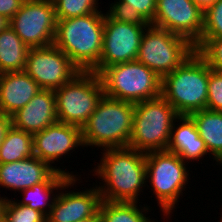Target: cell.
<instances>
[{
	"instance_id": "5",
	"label": "cell",
	"mask_w": 222,
	"mask_h": 222,
	"mask_svg": "<svg viewBox=\"0 0 222 222\" xmlns=\"http://www.w3.org/2000/svg\"><path fill=\"white\" fill-rule=\"evenodd\" d=\"M209 66L195 51L181 66L162 78L161 95L178 115L207 109Z\"/></svg>"
},
{
	"instance_id": "21",
	"label": "cell",
	"mask_w": 222,
	"mask_h": 222,
	"mask_svg": "<svg viewBox=\"0 0 222 222\" xmlns=\"http://www.w3.org/2000/svg\"><path fill=\"white\" fill-rule=\"evenodd\" d=\"M29 49L11 27L0 31V73L24 71Z\"/></svg>"
},
{
	"instance_id": "2",
	"label": "cell",
	"mask_w": 222,
	"mask_h": 222,
	"mask_svg": "<svg viewBox=\"0 0 222 222\" xmlns=\"http://www.w3.org/2000/svg\"><path fill=\"white\" fill-rule=\"evenodd\" d=\"M105 12L56 21L53 44L62 50L80 71H92L100 61Z\"/></svg>"
},
{
	"instance_id": "35",
	"label": "cell",
	"mask_w": 222,
	"mask_h": 222,
	"mask_svg": "<svg viewBox=\"0 0 222 222\" xmlns=\"http://www.w3.org/2000/svg\"><path fill=\"white\" fill-rule=\"evenodd\" d=\"M10 20L0 14V31L5 30L9 27Z\"/></svg>"
},
{
	"instance_id": "12",
	"label": "cell",
	"mask_w": 222,
	"mask_h": 222,
	"mask_svg": "<svg viewBox=\"0 0 222 222\" xmlns=\"http://www.w3.org/2000/svg\"><path fill=\"white\" fill-rule=\"evenodd\" d=\"M24 71L41 89L50 90L62 87L81 72L54 44L30 48Z\"/></svg>"
},
{
	"instance_id": "4",
	"label": "cell",
	"mask_w": 222,
	"mask_h": 222,
	"mask_svg": "<svg viewBox=\"0 0 222 222\" xmlns=\"http://www.w3.org/2000/svg\"><path fill=\"white\" fill-rule=\"evenodd\" d=\"M134 109L135 104L132 102L103 95L95 111L81 128L84 149L128 147Z\"/></svg>"
},
{
	"instance_id": "32",
	"label": "cell",
	"mask_w": 222,
	"mask_h": 222,
	"mask_svg": "<svg viewBox=\"0 0 222 222\" xmlns=\"http://www.w3.org/2000/svg\"><path fill=\"white\" fill-rule=\"evenodd\" d=\"M23 0H0V14L9 20L19 11Z\"/></svg>"
},
{
	"instance_id": "8",
	"label": "cell",
	"mask_w": 222,
	"mask_h": 222,
	"mask_svg": "<svg viewBox=\"0 0 222 222\" xmlns=\"http://www.w3.org/2000/svg\"><path fill=\"white\" fill-rule=\"evenodd\" d=\"M54 92L58 122L80 128L87 122L104 95L100 76L93 71H81Z\"/></svg>"
},
{
	"instance_id": "15",
	"label": "cell",
	"mask_w": 222,
	"mask_h": 222,
	"mask_svg": "<svg viewBox=\"0 0 222 222\" xmlns=\"http://www.w3.org/2000/svg\"><path fill=\"white\" fill-rule=\"evenodd\" d=\"M204 11L192 0H156L152 25L173 32L193 45L202 36Z\"/></svg>"
},
{
	"instance_id": "10",
	"label": "cell",
	"mask_w": 222,
	"mask_h": 222,
	"mask_svg": "<svg viewBox=\"0 0 222 222\" xmlns=\"http://www.w3.org/2000/svg\"><path fill=\"white\" fill-rule=\"evenodd\" d=\"M54 3L24 1L19 11L10 19L11 27L29 48L52 45L56 32Z\"/></svg>"
},
{
	"instance_id": "38",
	"label": "cell",
	"mask_w": 222,
	"mask_h": 222,
	"mask_svg": "<svg viewBox=\"0 0 222 222\" xmlns=\"http://www.w3.org/2000/svg\"><path fill=\"white\" fill-rule=\"evenodd\" d=\"M43 1L54 3L56 0H43Z\"/></svg>"
},
{
	"instance_id": "13",
	"label": "cell",
	"mask_w": 222,
	"mask_h": 222,
	"mask_svg": "<svg viewBox=\"0 0 222 222\" xmlns=\"http://www.w3.org/2000/svg\"><path fill=\"white\" fill-rule=\"evenodd\" d=\"M146 27L114 21L105 13L101 57L92 71L99 74L105 67L135 61Z\"/></svg>"
},
{
	"instance_id": "6",
	"label": "cell",
	"mask_w": 222,
	"mask_h": 222,
	"mask_svg": "<svg viewBox=\"0 0 222 222\" xmlns=\"http://www.w3.org/2000/svg\"><path fill=\"white\" fill-rule=\"evenodd\" d=\"M178 113L161 95L135 103L128 147L143 153L167 150Z\"/></svg>"
},
{
	"instance_id": "27",
	"label": "cell",
	"mask_w": 222,
	"mask_h": 222,
	"mask_svg": "<svg viewBox=\"0 0 222 222\" xmlns=\"http://www.w3.org/2000/svg\"><path fill=\"white\" fill-rule=\"evenodd\" d=\"M217 38H222V0H217L204 11L202 36L195 49L205 39Z\"/></svg>"
},
{
	"instance_id": "30",
	"label": "cell",
	"mask_w": 222,
	"mask_h": 222,
	"mask_svg": "<svg viewBox=\"0 0 222 222\" xmlns=\"http://www.w3.org/2000/svg\"><path fill=\"white\" fill-rule=\"evenodd\" d=\"M207 109L222 111V72L209 67Z\"/></svg>"
},
{
	"instance_id": "1",
	"label": "cell",
	"mask_w": 222,
	"mask_h": 222,
	"mask_svg": "<svg viewBox=\"0 0 222 222\" xmlns=\"http://www.w3.org/2000/svg\"><path fill=\"white\" fill-rule=\"evenodd\" d=\"M101 151L99 163L90 171L98 178L93 184L99 189L101 200L140 202L138 198L147 194L143 192L147 185L146 153L129 147Z\"/></svg>"
},
{
	"instance_id": "25",
	"label": "cell",
	"mask_w": 222,
	"mask_h": 222,
	"mask_svg": "<svg viewBox=\"0 0 222 222\" xmlns=\"http://www.w3.org/2000/svg\"><path fill=\"white\" fill-rule=\"evenodd\" d=\"M98 1L99 0H56L54 2L56 20L80 17L101 11L102 7L99 8L100 5Z\"/></svg>"
},
{
	"instance_id": "7",
	"label": "cell",
	"mask_w": 222,
	"mask_h": 222,
	"mask_svg": "<svg viewBox=\"0 0 222 222\" xmlns=\"http://www.w3.org/2000/svg\"><path fill=\"white\" fill-rule=\"evenodd\" d=\"M99 76L111 98L135 104L161 96L162 79L137 60L105 67Z\"/></svg>"
},
{
	"instance_id": "22",
	"label": "cell",
	"mask_w": 222,
	"mask_h": 222,
	"mask_svg": "<svg viewBox=\"0 0 222 222\" xmlns=\"http://www.w3.org/2000/svg\"><path fill=\"white\" fill-rule=\"evenodd\" d=\"M140 203L143 204L142 201H101L99 206L101 222H153L154 219L150 218L149 212L154 210L147 203L143 205Z\"/></svg>"
},
{
	"instance_id": "11",
	"label": "cell",
	"mask_w": 222,
	"mask_h": 222,
	"mask_svg": "<svg viewBox=\"0 0 222 222\" xmlns=\"http://www.w3.org/2000/svg\"><path fill=\"white\" fill-rule=\"evenodd\" d=\"M81 148H84L82 132L81 128L76 125L56 122L44 130L33 134L34 155L48 163L56 171L70 177H81L82 175H79L78 172H69L66 166L62 168L63 165L60 168L56 166L58 165L56 162L60 163V160L64 157L60 165L65 163L64 159H66V156L71 157L72 153V157H74L73 152Z\"/></svg>"
},
{
	"instance_id": "39",
	"label": "cell",
	"mask_w": 222,
	"mask_h": 222,
	"mask_svg": "<svg viewBox=\"0 0 222 222\" xmlns=\"http://www.w3.org/2000/svg\"><path fill=\"white\" fill-rule=\"evenodd\" d=\"M221 217L220 219L218 220V222H222V212L220 213Z\"/></svg>"
},
{
	"instance_id": "33",
	"label": "cell",
	"mask_w": 222,
	"mask_h": 222,
	"mask_svg": "<svg viewBox=\"0 0 222 222\" xmlns=\"http://www.w3.org/2000/svg\"><path fill=\"white\" fill-rule=\"evenodd\" d=\"M12 126V117L6 114L0 113V145L5 139L7 131Z\"/></svg>"
},
{
	"instance_id": "9",
	"label": "cell",
	"mask_w": 222,
	"mask_h": 222,
	"mask_svg": "<svg viewBox=\"0 0 222 222\" xmlns=\"http://www.w3.org/2000/svg\"><path fill=\"white\" fill-rule=\"evenodd\" d=\"M196 51L188 39L149 24L144 30L137 61L161 79L181 66Z\"/></svg>"
},
{
	"instance_id": "37",
	"label": "cell",
	"mask_w": 222,
	"mask_h": 222,
	"mask_svg": "<svg viewBox=\"0 0 222 222\" xmlns=\"http://www.w3.org/2000/svg\"><path fill=\"white\" fill-rule=\"evenodd\" d=\"M78 222H101V216L98 212L95 216L89 217V218L84 219V220H80Z\"/></svg>"
},
{
	"instance_id": "28",
	"label": "cell",
	"mask_w": 222,
	"mask_h": 222,
	"mask_svg": "<svg viewBox=\"0 0 222 222\" xmlns=\"http://www.w3.org/2000/svg\"><path fill=\"white\" fill-rule=\"evenodd\" d=\"M105 13L114 21L122 23H134L140 26H148L149 23L129 4L115 0L108 5Z\"/></svg>"
},
{
	"instance_id": "19",
	"label": "cell",
	"mask_w": 222,
	"mask_h": 222,
	"mask_svg": "<svg viewBox=\"0 0 222 222\" xmlns=\"http://www.w3.org/2000/svg\"><path fill=\"white\" fill-rule=\"evenodd\" d=\"M40 90L25 71L0 73V113L12 116Z\"/></svg>"
},
{
	"instance_id": "16",
	"label": "cell",
	"mask_w": 222,
	"mask_h": 222,
	"mask_svg": "<svg viewBox=\"0 0 222 222\" xmlns=\"http://www.w3.org/2000/svg\"><path fill=\"white\" fill-rule=\"evenodd\" d=\"M69 178L70 176L56 171L35 155L0 164V188L12 190L15 194L43 181H67Z\"/></svg>"
},
{
	"instance_id": "24",
	"label": "cell",
	"mask_w": 222,
	"mask_h": 222,
	"mask_svg": "<svg viewBox=\"0 0 222 222\" xmlns=\"http://www.w3.org/2000/svg\"><path fill=\"white\" fill-rule=\"evenodd\" d=\"M33 135L11 126L0 145V164L32 157Z\"/></svg>"
},
{
	"instance_id": "18",
	"label": "cell",
	"mask_w": 222,
	"mask_h": 222,
	"mask_svg": "<svg viewBox=\"0 0 222 222\" xmlns=\"http://www.w3.org/2000/svg\"><path fill=\"white\" fill-rule=\"evenodd\" d=\"M167 150L178 154L185 162L190 163V166L195 161L197 163V160L199 164L204 157L209 159L212 157L204 140L199 136L193 119L188 115H179L175 119Z\"/></svg>"
},
{
	"instance_id": "20",
	"label": "cell",
	"mask_w": 222,
	"mask_h": 222,
	"mask_svg": "<svg viewBox=\"0 0 222 222\" xmlns=\"http://www.w3.org/2000/svg\"><path fill=\"white\" fill-rule=\"evenodd\" d=\"M197 128L199 136L212 156L211 161L222 167V111L203 109L189 115Z\"/></svg>"
},
{
	"instance_id": "23",
	"label": "cell",
	"mask_w": 222,
	"mask_h": 222,
	"mask_svg": "<svg viewBox=\"0 0 222 222\" xmlns=\"http://www.w3.org/2000/svg\"><path fill=\"white\" fill-rule=\"evenodd\" d=\"M66 181H43L41 183L33 185L31 188H26L21 191V198L15 201L20 205H27L28 207L38 210L43 213L46 217L51 211L54 200Z\"/></svg>"
},
{
	"instance_id": "31",
	"label": "cell",
	"mask_w": 222,
	"mask_h": 222,
	"mask_svg": "<svg viewBox=\"0 0 222 222\" xmlns=\"http://www.w3.org/2000/svg\"><path fill=\"white\" fill-rule=\"evenodd\" d=\"M129 5H132L138 13L152 25L155 12H156V0H117Z\"/></svg>"
},
{
	"instance_id": "3",
	"label": "cell",
	"mask_w": 222,
	"mask_h": 222,
	"mask_svg": "<svg viewBox=\"0 0 222 222\" xmlns=\"http://www.w3.org/2000/svg\"><path fill=\"white\" fill-rule=\"evenodd\" d=\"M189 165L178 154L168 150L146 153V188L151 189L148 191L151 195H155L153 197L156 198L160 215H163V222L172 221L171 217L177 211L175 209L180 208L177 207L181 202L180 197L186 188H191L187 185L191 182Z\"/></svg>"
},
{
	"instance_id": "29",
	"label": "cell",
	"mask_w": 222,
	"mask_h": 222,
	"mask_svg": "<svg viewBox=\"0 0 222 222\" xmlns=\"http://www.w3.org/2000/svg\"><path fill=\"white\" fill-rule=\"evenodd\" d=\"M196 52L211 69L222 72V38L205 39L196 48Z\"/></svg>"
},
{
	"instance_id": "36",
	"label": "cell",
	"mask_w": 222,
	"mask_h": 222,
	"mask_svg": "<svg viewBox=\"0 0 222 222\" xmlns=\"http://www.w3.org/2000/svg\"><path fill=\"white\" fill-rule=\"evenodd\" d=\"M2 191H0L1 193ZM5 194H3V196L0 194V222L2 221V218H3V206H4V203H5V199L9 198L8 196L6 197V195L4 196Z\"/></svg>"
},
{
	"instance_id": "14",
	"label": "cell",
	"mask_w": 222,
	"mask_h": 222,
	"mask_svg": "<svg viewBox=\"0 0 222 222\" xmlns=\"http://www.w3.org/2000/svg\"><path fill=\"white\" fill-rule=\"evenodd\" d=\"M79 183H83L81 177H70L62 185L46 217L47 222H78L99 212L102 200L97 186L84 187L85 190L80 191Z\"/></svg>"
},
{
	"instance_id": "34",
	"label": "cell",
	"mask_w": 222,
	"mask_h": 222,
	"mask_svg": "<svg viewBox=\"0 0 222 222\" xmlns=\"http://www.w3.org/2000/svg\"><path fill=\"white\" fill-rule=\"evenodd\" d=\"M201 10L205 11L213 5L217 0H192Z\"/></svg>"
},
{
	"instance_id": "17",
	"label": "cell",
	"mask_w": 222,
	"mask_h": 222,
	"mask_svg": "<svg viewBox=\"0 0 222 222\" xmlns=\"http://www.w3.org/2000/svg\"><path fill=\"white\" fill-rule=\"evenodd\" d=\"M12 126L35 134L58 122L54 90L41 89L22 109L12 116Z\"/></svg>"
},
{
	"instance_id": "26",
	"label": "cell",
	"mask_w": 222,
	"mask_h": 222,
	"mask_svg": "<svg viewBox=\"0 0 222 222\" xmlns=\"http://www.w3.org/2000/svg\"><path fill=\"white\" fill-rule=\"evenodd\" d=\"M11 197L5 199L3 206L4 222H47L46 216L38 210L32 209L27 205L18 204Z\"/></svg>"
}]
</instances>
